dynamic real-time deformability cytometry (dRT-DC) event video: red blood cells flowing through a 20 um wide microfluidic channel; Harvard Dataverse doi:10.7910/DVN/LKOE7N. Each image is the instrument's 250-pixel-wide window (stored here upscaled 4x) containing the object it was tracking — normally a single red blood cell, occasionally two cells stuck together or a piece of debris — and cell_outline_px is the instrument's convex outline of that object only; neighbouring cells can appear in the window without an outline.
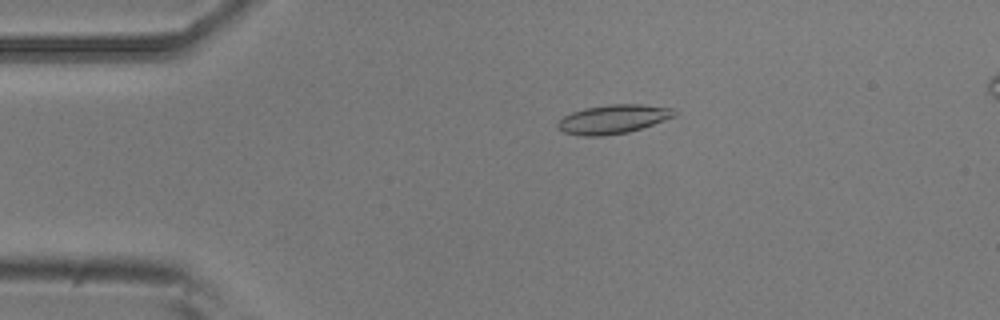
{"species": "common noctule bat (a hibernating species)", "species_latin": "Nyctalus noctula", "temperature_condition": "room temperature", "stored_images_in_passage": 45, "segment_of_instrument_passage": [1, 2], "camera_frame_rate_fps": 3000, "um_per_image_px": 0.085, "animal": {"sex": "male", "body_mass_g": 20.5, "forearm_length_mm": 52.5}, "frame": {"image": 1, "passage_image": 5, "time_ms": 1.333, "image_size_px": [1000, 320], "cell_outline_px": [[680, 112], [676, 116], [628, 132], [604, 136], [584, 136], [564, 132], [556, 128], [556, 124], [564, 116], [572, 112], [584, 108], [608, 104], [640, 104], [672, 108]], "centroid_in_image_um": [52.12, 10.12], "position_along_channel_um": 32.9, "area_um2": 19.71}}
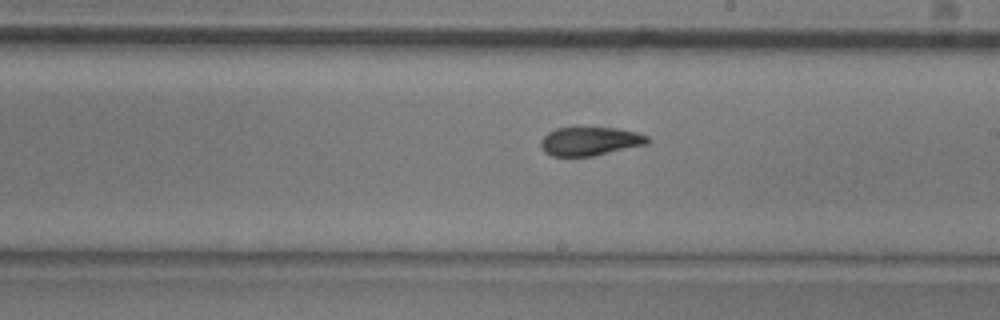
{"frame": {"image": 2, "passage_image": 25, "time_ms": 8.0, "image_size_px": [1000, 320], "cell_outline_px": [[652, 140], [648, 144], [592, 156], [552, 156], [544, 152], [540, 144], [540, 140], [548, 132], [556, 128], [580, 124], [616, 128], [636, 132], [648, 136]], "centroid_in_image_um": [50.14, 11.95], "position_along_channel_um": 238.9, "area_um2": 18.67}}
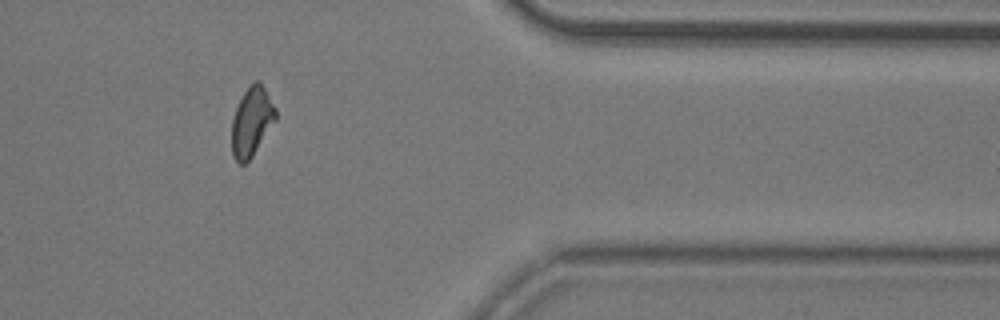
{"frame": {"image": 3, "passage_image": 39, "time_ms": 12.667, "image_size_px": [1000, 320], "cell_outline_px": [[276, 120], [252, 156], [244, 164], [240, 164], [232, 156], [232, 120], [236, 108], [244, 92], [256, 80], [260, 80], [276, 108]], "centroid_in_image_um": [21.4, 10.34], "position_along_channel_um": 390.0, "area_um2": 17.46}}